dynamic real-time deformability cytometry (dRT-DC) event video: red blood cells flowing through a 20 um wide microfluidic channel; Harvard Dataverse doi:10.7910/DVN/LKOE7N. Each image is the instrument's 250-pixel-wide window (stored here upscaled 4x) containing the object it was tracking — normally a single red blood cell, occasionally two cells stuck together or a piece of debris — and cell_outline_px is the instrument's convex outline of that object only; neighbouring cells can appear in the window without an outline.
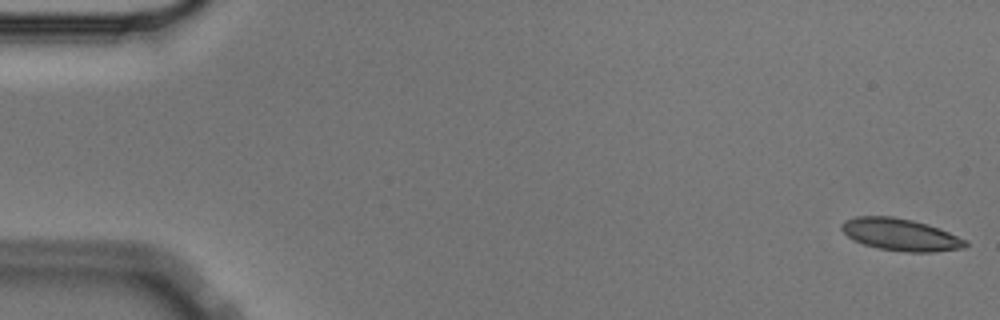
{"species": "Egyptian fruit bat (a non-hibernating species)", "species_latin": "Rousettus aegyptiacus", "temperature_condition": "cold", "stored_images_in_passage": 56, "camera_frame_rate_fps": 3000, "um_per_image_px": 0.085, "animal": {"sex": "male"}, "frame": {"image": 1, "passage_image": 1, "time_ms": 0.0, "image_size_px": [1000, 320], "cell_outline_px": [[968, 244], [964, 248], [932, 252], [904, 252], [880, 248], [864, 244], [848, 236], [840, 228], [840, 224], [844, 220], [856, 216], [892, 216], [912, 220], [928, 224], [968, 240]], "centroid_in_image_um": [76.55, 19.93], "position_along_channel_um": 8.4, "area_um2": 23.12}}
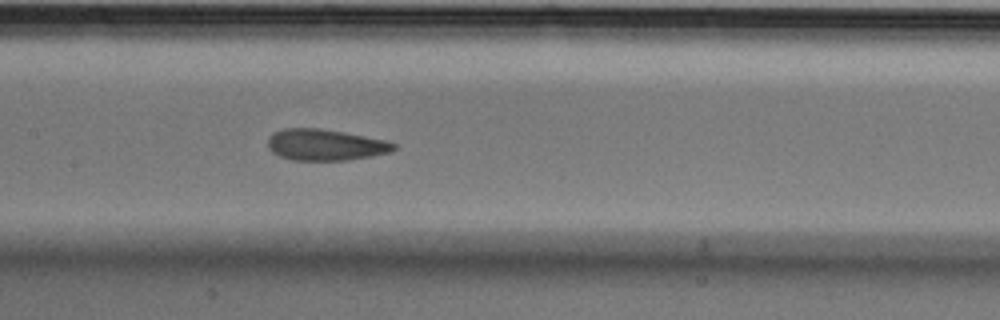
{"frame": {"image": 2, "passage_image": 27, "time_ms": 8.667, "image_size_px": [1000, 320], "cell_outline_px": [[396, 148], [392, 152], [372, 156], [348, 160], [292, 160], [280, 156], [272, 152], [268, 148], [268, 136], [272, 132], [284, 128], [320, 128], [344, 132], [384, 140], [396, 144]], "centroid_in_image_um": [27.63, 12.31], "position_along_channel_um": 179.8, "area_um2": 23.06}}
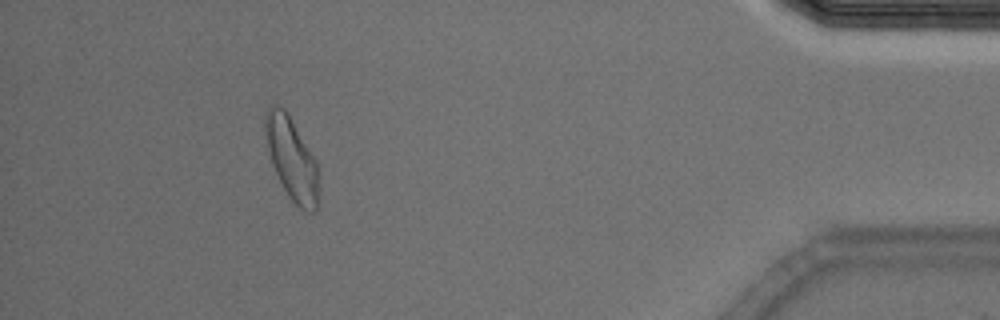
{"frame": {"image": 3, "passage_image": 51, "time_ms": 16.667, "image_size_px": [1000, 320], "cell_outline_px": [[320, 172], [316, 212], [308, 212], [300, 208], [288, 196], [272, 164], [268, 148], [264, 124], [264, 116], [268, 108], [276, 104], [284, 108], [316, 160]], "centroid_in_image_um": [24.82, 13.52], "position_along_channel_um": 410.4, "area_um2": 25.43}, "authors_computed_cell_mechanics": {"area_um2": 23.6691, "velocity_mm_per_s": 3.5673, "shape_relaxation_time_tau1_ms": 6.0273, "shape_relaxation_time_tau2_ms": 1.7173, "deformation_change_tau1": 0.1494, "deformation_change_tau2": 0.0721}}